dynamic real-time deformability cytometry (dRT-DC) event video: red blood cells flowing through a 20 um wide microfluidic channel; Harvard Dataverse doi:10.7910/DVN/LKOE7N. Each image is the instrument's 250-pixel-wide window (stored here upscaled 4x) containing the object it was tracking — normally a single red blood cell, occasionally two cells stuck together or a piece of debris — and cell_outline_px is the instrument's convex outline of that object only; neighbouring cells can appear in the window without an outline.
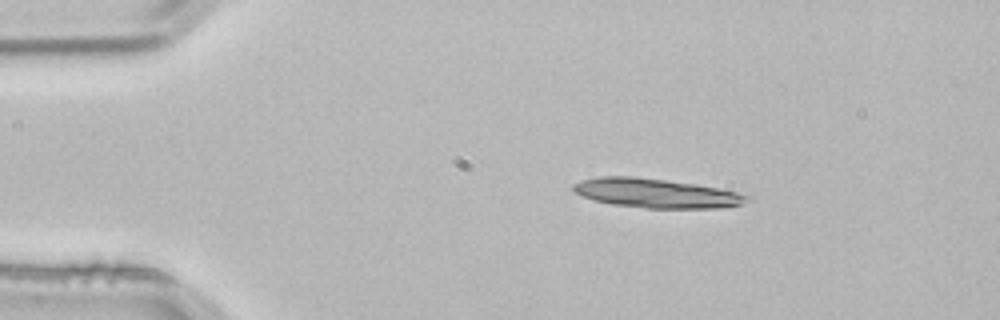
{"species": "common noctule bat (a hibernating species)", "species_latin": "Nyctalus noctula", "temperature_condition": "room temperature", "stored_images_in_passage": 2, "camera_frame_rate_fps": 3000, "um_per_image_px": 0.085, "animal": {"sex": "male", "body_mass_g": 21.5, "forearm_length_mm": 52.0}, "frame": {"image": 1, "passage_image": 1, "time_ms": 0.0, "image_size_px": [1000, 320], "cell_outline_px": [[748, 200], [740, 204], [720, 208], [644, 208], [612, 204], [580, 196], [572, 192], [572, 184], [580, 180], [596, 176], [636, 176], [696, 184], [736, 192], [748, 196]], "centroid_in_image_um": [55.66, 16.41], "position_along_channel_um": 29.3, "area_um2": 29.59}}